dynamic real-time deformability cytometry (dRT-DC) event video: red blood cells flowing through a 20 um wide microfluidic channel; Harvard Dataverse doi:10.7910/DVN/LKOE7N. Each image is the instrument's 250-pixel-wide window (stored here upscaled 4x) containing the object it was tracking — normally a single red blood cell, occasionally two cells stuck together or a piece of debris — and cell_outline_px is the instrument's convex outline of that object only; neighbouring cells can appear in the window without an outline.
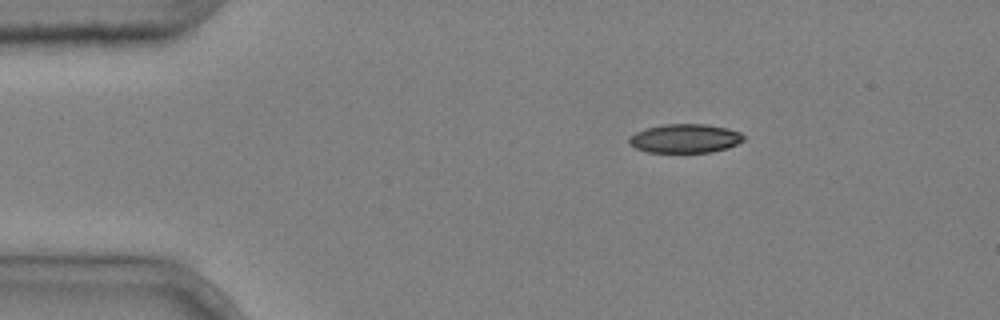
{"species": "common noctule bat (a hibernating species)", "species_latin": "Nyctalus noctula", "temperature_condition": "cold", "stored_images_in_passage": 3, "camera_frame_rate_fps": 3000, "um_per_image_px": 0.085, "animal": {"sex": "male", "body_mass_g": 20.4}, "frame": {"image": 1, "passage_image": 2, "time_ms": 0.333, "image_size_px": [1000, 320], "cell_outline_px": [[744, 140], [728, 148], [712, 152], [648, 152], [636, 148], [628, 144], [628, 136], [636, 132], [648, 128], [664, 124], [704, 124], [728, 128], [740, 132], [744, 136]], "centroid_in_image_um": [58.22, 11.77], "position_along_channel_um": 26.8, "area_um2": 19.31}}